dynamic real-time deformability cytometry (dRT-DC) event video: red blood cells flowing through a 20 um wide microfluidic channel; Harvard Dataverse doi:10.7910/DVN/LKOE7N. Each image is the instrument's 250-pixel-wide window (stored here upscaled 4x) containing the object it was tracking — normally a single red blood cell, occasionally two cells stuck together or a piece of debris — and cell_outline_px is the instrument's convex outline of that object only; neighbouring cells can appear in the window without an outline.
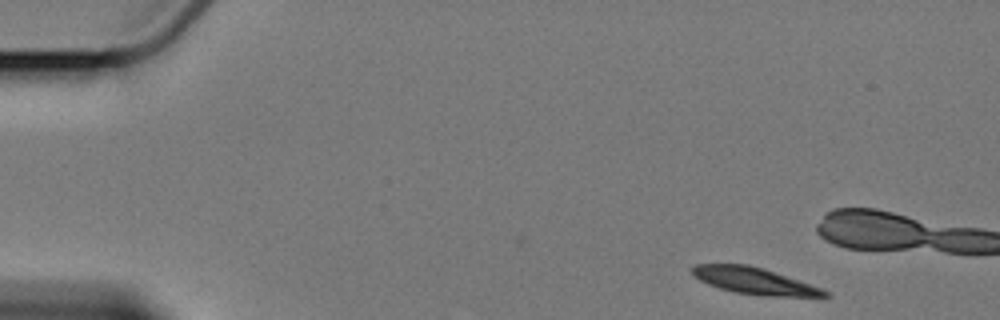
{"species": "Egyptian fruit bat (a non-hibernating species)", "species_latin": "Rousettus aegyptiacus", "temperature_condition": "cold", "stored_images_in_passage": 4, "camera_frame_rate_fps": 3000, "um_per_image_px": 0.085, "animal": {"sex": "female"}, "frame": {"image": 1, "passage_image": 1, "time_ms": 0.0, "image_size_px": [1000, 320], "cell_outline_px": [[832, 296], [760, 296], [736, 292], [720, 288], [708, 284], [700, 280], [692, 272], [692, 268], [696, 264], [748, 264], [764, 268], [824, 288], [832, 292]], "centroid_in_image_um": [64.21, 23.88], "position_along_channel_um": 20.8, "area_um2": 20.63}}